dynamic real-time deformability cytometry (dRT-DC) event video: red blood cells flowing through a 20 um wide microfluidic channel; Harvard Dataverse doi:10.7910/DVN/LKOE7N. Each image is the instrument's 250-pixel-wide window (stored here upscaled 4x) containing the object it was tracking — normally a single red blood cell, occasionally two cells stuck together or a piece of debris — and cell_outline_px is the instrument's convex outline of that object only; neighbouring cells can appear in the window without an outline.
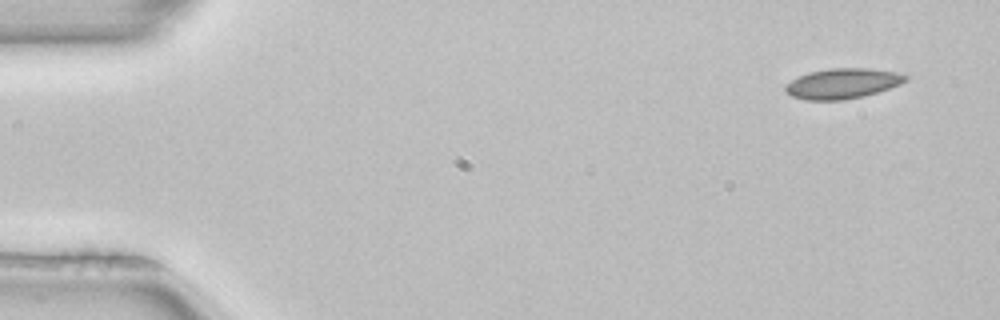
{"species": "common noctule bat (a hibernating species)", "species_latin": "Nyctalus noctula", "temperature_condition": "room temperature", "stored_images_in_passage": 5, "camera_frame_rate_fps": 3000, "um_per_image_px": 0.085, "animal": {"sex": "female", "body_mass_g": 22.7, "forearm_length_mm": 54.2}, "frame": {"image": 1, "passage_image": 1, "time_ms": 0.0, "image_size_px": [1000, 320], "cell_outline_px": [[908, 80], [900, 84], [864, 96], [844, 100], [804, 100], [792, 96], [784, 88], [792, 80], [808, 72], [832, 68], [868, 68], [896, 72], [908, 76]], "centroid_in_image_um": [71.63, 7.1], "position_along_channel_um": 13.4, "area_um2": 20.98}}
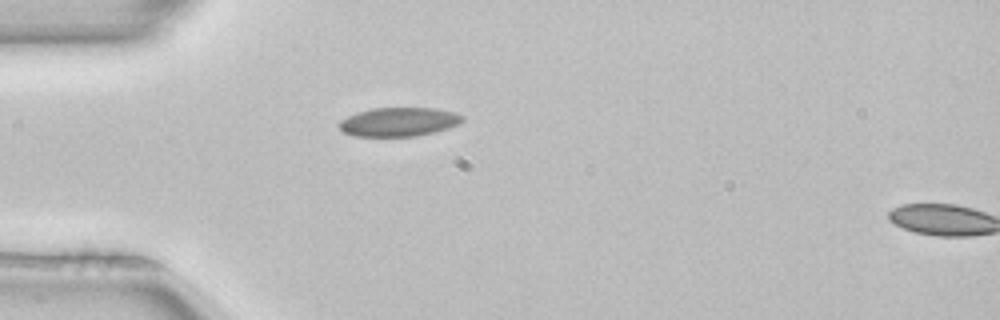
{"frame": {"image": 2, "passage_image": 4, "time_ms": 1.0, "image_size_px": [1000, 320], "cell_outline_px": [[464, 120], [460, 124], [448, 128], [416, 136], [352, 136], [344, 132], [336, 124], [340, 120], [356, 112], [372, 108], [436, 108], [456, 112], [464, 116]], "centroid_in_image_um": [33.9, 10.35], "position_along_channel_um": 51.1, "area_um2": 20.92}}